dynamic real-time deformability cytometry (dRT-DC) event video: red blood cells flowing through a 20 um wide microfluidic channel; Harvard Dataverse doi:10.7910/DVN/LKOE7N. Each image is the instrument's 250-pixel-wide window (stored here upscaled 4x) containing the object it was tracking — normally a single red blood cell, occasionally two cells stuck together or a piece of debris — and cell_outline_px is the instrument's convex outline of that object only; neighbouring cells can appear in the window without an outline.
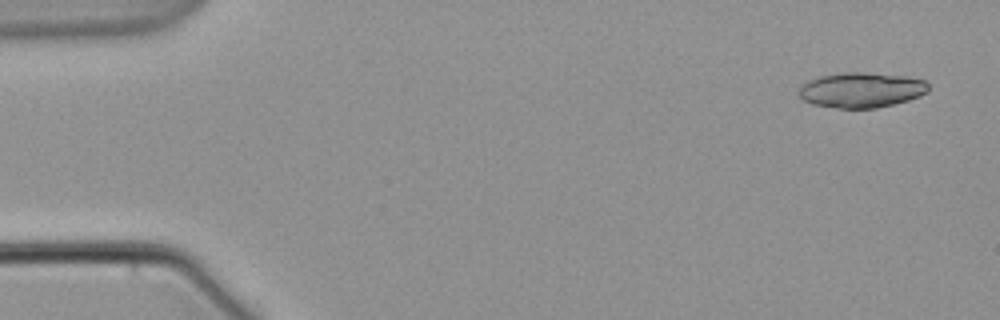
{"species": "common noctule bat (a hibernating species)", "species_latin": "Nyctalus noctula", "temperature_condition": "warm", "stored_images_in_passage": 6, "camera_frame_rate_fps": 3000, "um_per_image_px": 0.085, "animal": {"sex": "male", "body_mass_g": 21.5, "forearm_length_mm": 52.0}, "frame": {"image": 1, "passage_image": 1, "time_ms": 0.0, "image_size_px": [1000, 320], "cell_outline_px": [[928, 92], [920, 96], [908, 100], [876, 108], [840, 108], [812, 104], [804, 100], [796, 92], [808, 80], [820, 76], [844, 72], [860, 72], [908, 76], [924, 80], [928, 84]], "centroid_in_image_um": [73.22, 7.64], "position_along_channel_um": 11.8, "area_um2": 26.53}}